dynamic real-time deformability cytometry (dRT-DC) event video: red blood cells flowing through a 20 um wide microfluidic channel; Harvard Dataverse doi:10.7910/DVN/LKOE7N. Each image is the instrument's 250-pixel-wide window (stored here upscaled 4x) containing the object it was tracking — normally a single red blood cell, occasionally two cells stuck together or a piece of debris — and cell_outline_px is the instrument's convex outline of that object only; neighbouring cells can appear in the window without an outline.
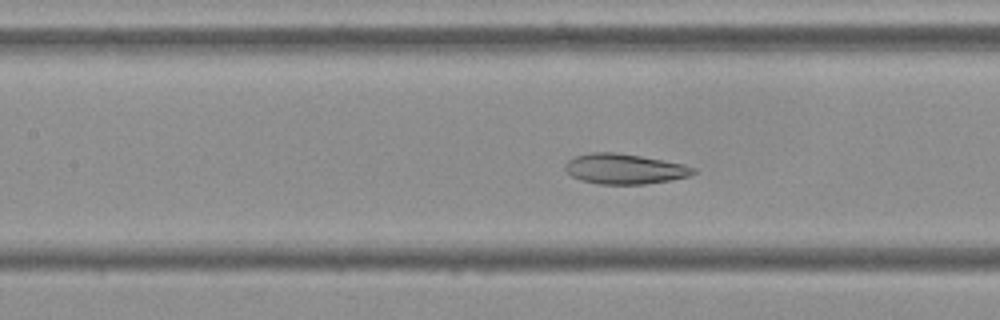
{"species": "Egyptian fruit bat (a non-hibernating species)", "species_latin": "Rousettus aegyptiacus", "temperature_condition": "cold", "stored_images_in_passage": 56, "camera_frame_rate_fps": 3000, "um_per_image_px": 0.085, "frame": {"image": 1, "passage_image": 25, "time_ms": 8.0, "image_size_px": [1000, 320], "cell_outline_px": [[696, 172], [688, 176], [672, 180], [644, 184], [600, 184], [580, 180], [572, 176], [564, 168], [564, 164], [568, 160], [576, 156], [592, 152], [616, 152], [640, 156], [684, 164], [696, 168]], "centroid_in_image_um": [53.08, 14.36], "position_along_channel_um": 154.3, "area_um2": 22.54}}
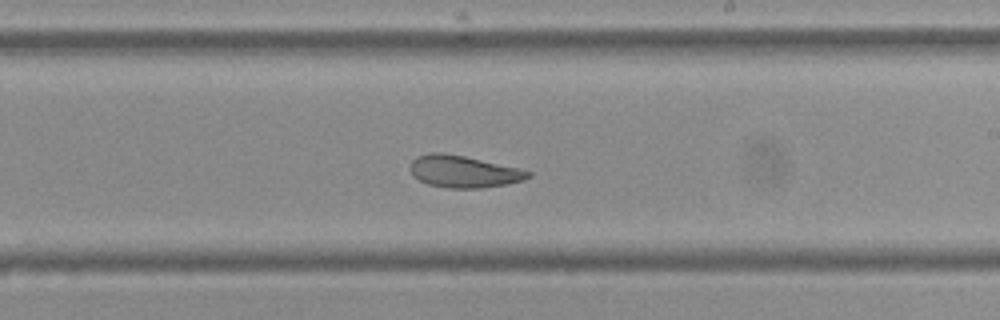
{"frame": {"image": 2, "passage_image": 33, "time_ms": 10.667, "image_size_px": [1000, 320], "cell_outline_px": [[532, 176], [524, 180], [504, 184], [480, 188], [448, 188], [428, 184], [412, 176], [408, 168], [412, 160], [416, 156], [432, 152], [440, 152], [464, 156], [520, 168], [532, 172]], "centroid_in_image_um": [39.38, 14.57], "position_along_channel_um": 249.6, "area_um2": 22.08}}
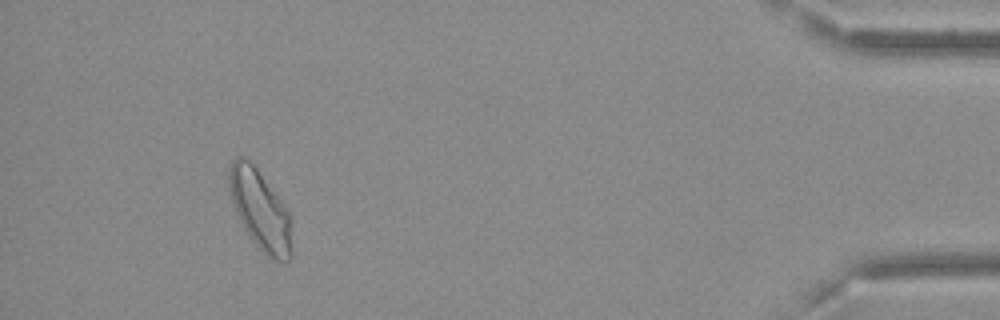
{"frame": {"image": 3, "passage_image": 52, "time_ms": 17.0, "image_size_px": [1000, 320], "cell_outline_px": [[292, 256], [288, 260], [272, 260], [252, 240], [244, 228], [236, 212], [228, 188], [228, 172], [232, 160], [236, 156], [244, 156], [256, 168], [280, 200], [288, 212], [292, 220]], "centroid_in_image_um": [22.12, 17.85], "position_along_channel_um": 413.1, "area_um2": 28.96}, "authors_computed_cell_mechanics": {"area_um2": 25.5187, "velocity_mm_per_s": 3.5843, "shape_relaxation_time_tau1_ms": null, "shape_relaxation_time_tau2_ms": 1.8617, "deformation_change_tau1": null, "deformation_change_tau2": 0.0675}}